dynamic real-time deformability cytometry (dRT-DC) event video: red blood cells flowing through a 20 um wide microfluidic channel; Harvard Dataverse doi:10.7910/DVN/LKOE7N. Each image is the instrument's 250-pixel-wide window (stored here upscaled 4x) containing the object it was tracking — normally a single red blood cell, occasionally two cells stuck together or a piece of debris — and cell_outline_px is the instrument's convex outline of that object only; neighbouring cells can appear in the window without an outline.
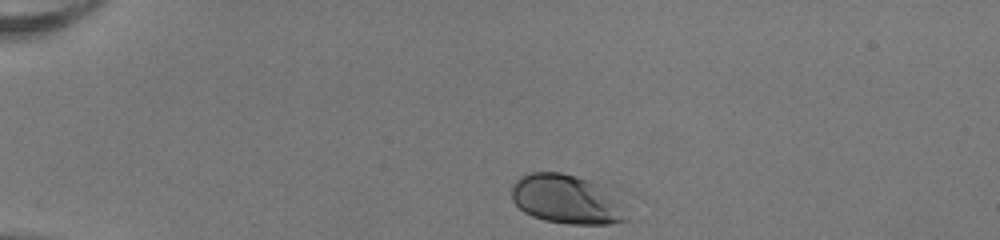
{"species": "human", "species_latin": "Homo sapiens", "temperature_condition": "room temperature", "stored_images_in_passage": 34, "camera_frame_rate_fps": 3000, "um_per_image_px": 0.085, "donor": {"sex": "female"}, "frame": {"image": 1, "passage_image": 1, "time_ms": 0.0, "image_size_px": [1000, 240], "cell_outline_px": [[636, 220], [608, 224], [568, 224], [544, 220], [532, 216], [524, 212], [512, 200], [512, 184], [520, 176], [532, 172], [560, 172], [612, 184], [620, 188], [628, 196]], "centroid_in_image_um": [48.55, 16.93], "position_along_channel_um": 36.5, "area_um2": 36.24}}
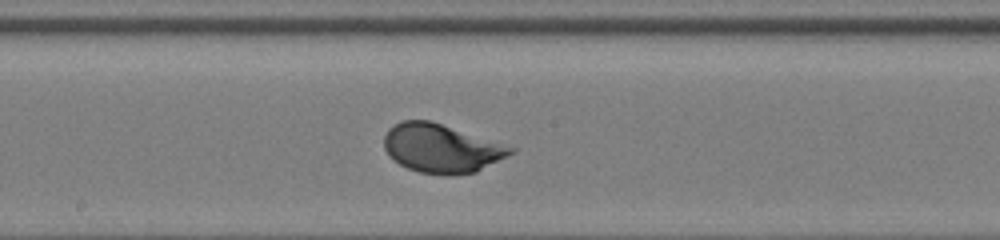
{"frame": {"image": 2, "passage_image": 19, "time_ms": 6.0, "image_size_px": [1000, 240], "cell_outline_px": [[516, 152], [476, 172], [448, 176], [420, 172], [408, 168], [400, 164], [384, 148], [384, 136], [388, 128], [400, 120], [432, 120], [516, 148]], "centroid_in_image_um": [37.54, 12.6], "position_along_channel_um": 210.7, "area_um2": 35.95}}
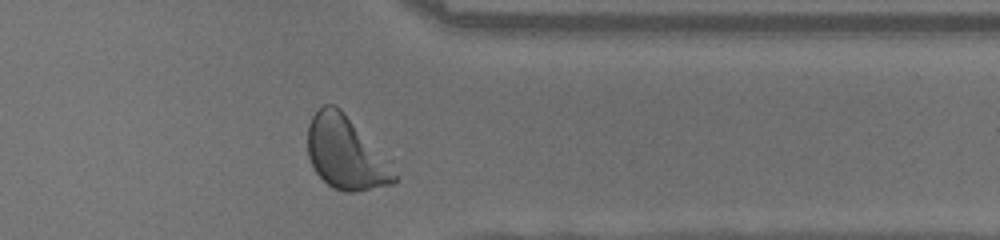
{"frame": {"image": 3, "passage_image": 32, "time_ms": 10.333, "image_size_px": [1000, 240], "cell_outline_px": [[396, 180], [392, 184], [356, 192], [344, 192], [332, 188], [316, 172], [308, 156], [308, 124], [312, 116], [324, 104], [332, 104], [340, 108], [396, 176]], "centroid_in_image_um": [29.27, 13.04], "position_along_channel_um": 382.1, "area_um2": 34.97}, "authors_computed_cell_mechanics": {"area_um2": 34.9112, "velocity_mm_per_s": 3.9987, "shape_relaxation_time_tau1_ms": 1.7209, "shape_relaxation_time_tau2_ms": null, "deformation_change_tau1": 0.131, "deformation_change_tau2": null}}